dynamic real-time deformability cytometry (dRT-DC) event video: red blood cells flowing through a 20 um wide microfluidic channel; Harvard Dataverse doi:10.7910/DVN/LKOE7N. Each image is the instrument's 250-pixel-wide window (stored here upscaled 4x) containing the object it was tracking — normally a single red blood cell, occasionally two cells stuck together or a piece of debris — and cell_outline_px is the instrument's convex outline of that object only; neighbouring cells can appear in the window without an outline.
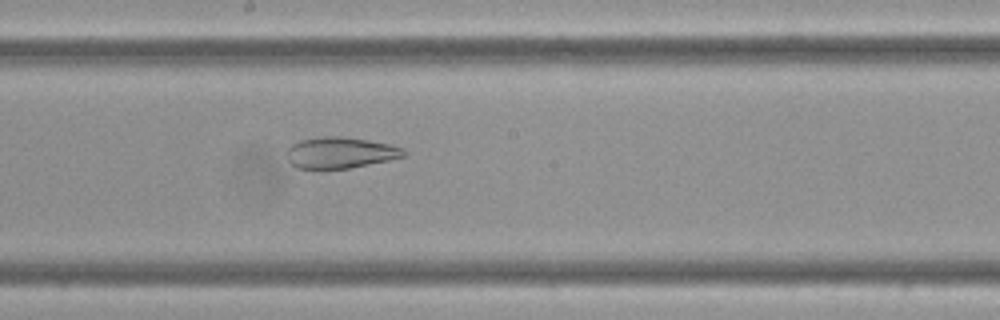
{"species": "Egyptian fruit bat (a non-hibernating species)", "species_latin": "Rousettus aegyptiacus", "temperature_condition": "cold", "stored_images_in_passage": 6, "camera_frame_rate_fps": 3000, "um_per_image_px": 0.085, "frame": {"image": 1, "passage_image": 6, "time_ms": 1.667, "image_size_px": [1000, 320], "cell_outline_px": [[408, 152], [404, 156], [388, 160], [348, 168], [320, 172], [296, 168], [288, 160], [288, 148], [292, 144], [300, 140], [324, 136], [344, 136], [368, 140], [388, 144], [404, 148]], "centroid_in_image_um": [28.88, 13.01], "position_along_channel_um": 219.3, "area_um2": 21.79}}